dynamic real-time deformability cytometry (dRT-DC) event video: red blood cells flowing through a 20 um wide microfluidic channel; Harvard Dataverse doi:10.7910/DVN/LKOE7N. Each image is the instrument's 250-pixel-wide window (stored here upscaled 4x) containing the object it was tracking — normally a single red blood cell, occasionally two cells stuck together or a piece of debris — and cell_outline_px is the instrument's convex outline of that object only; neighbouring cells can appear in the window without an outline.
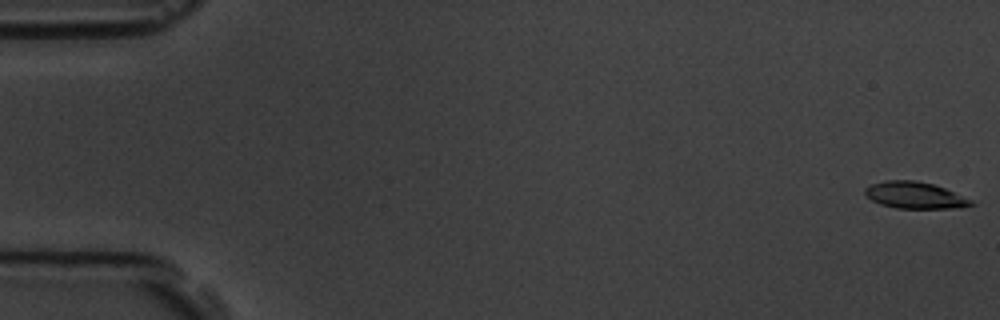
{"species": "common noctule bat (a hibernating species)", "species_latin": "Nyctalus noctula", "temperature_condition": "room temperature", "stored_images_in_passage": 4, "camera_frame_rate_fps": 3000, "um_per_image_px": 0.085, "animal": {"sex": "male", "body_mass_g": 19.5, "forearm_length_mm": 54.6}, "frame": {"image": 1, "passage_image": 1, "time_ms": 0.0, "image_size_px": [1000, 320], "cell_outline_px": [[976, 204], [960, 208], [896, 208], [880, 204], [872, 200], [864, 192], [864, 188], [872, 184], [884, 180], [916, 180], [932, 184], [944, 188], [972, 200]], "centroid_in_image_um": [77.76, 16.59], "position_along_channel_um": 7.2, "area_um2": 16.42}}